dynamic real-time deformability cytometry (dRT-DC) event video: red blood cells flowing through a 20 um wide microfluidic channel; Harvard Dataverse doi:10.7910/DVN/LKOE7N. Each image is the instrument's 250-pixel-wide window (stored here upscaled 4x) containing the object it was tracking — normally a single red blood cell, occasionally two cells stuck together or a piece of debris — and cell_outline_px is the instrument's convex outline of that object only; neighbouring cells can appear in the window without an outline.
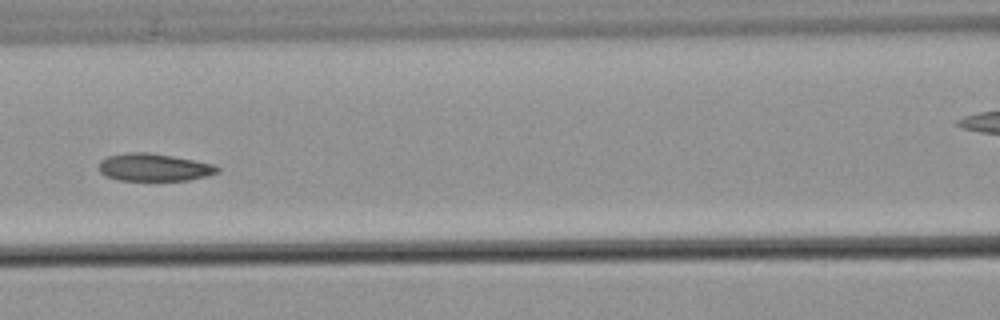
{"species": "common noctule bat (a hibernating species)", "species_latin": "Nyctalus noctula", "temperature_condition": "warm", "stored_images_in_passage": 6, "camera_frame_rate_fps": 3000, "um_per_image_px": 0.085, "animal": {"sex": "male", "body_mass_g": 21.5, "forearm_length_mm": 52.0}, "frame": {"image": 1, "passage_image": 5, "time_ms": 4.667, "image_size_px": [1000, 320], "cell_outline_px": [[220, 172], [208, 176], [188, 180], [120, 180], [104, 176], [100, 172], [100, 160], [108, 156], [128, 152], [148, 152], [172, 156], [216, 164], [220, 168]], "centroid_in_image_um": [13.13, 14.22], "position_along_channel_um": 153.5, "area_um2": 19.13}}